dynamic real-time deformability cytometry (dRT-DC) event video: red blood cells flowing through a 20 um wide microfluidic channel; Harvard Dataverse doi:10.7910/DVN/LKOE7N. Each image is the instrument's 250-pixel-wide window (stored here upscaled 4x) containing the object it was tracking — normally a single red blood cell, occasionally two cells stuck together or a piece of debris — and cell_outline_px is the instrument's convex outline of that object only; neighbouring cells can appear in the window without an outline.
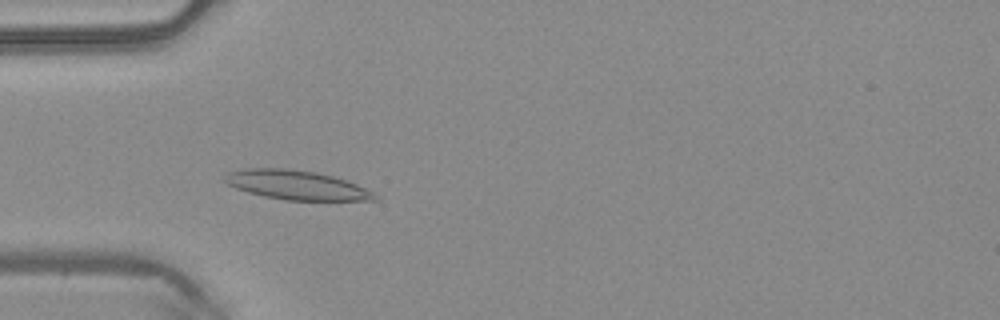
{"species": "common noctule bat (a hibernating species)", "species_latin": "Nyctalus noctula", "temperature_condition": "warm", "stored_images_in_passage": 49, "camera_frame_rate_fps": 3000, "um_per_image_px": 0.085, "animal": {"sex": "male", "body_mass_g": 20.4}, "frame": {"image": 1, "passage_image": 15, "time_ms": 4.667, "image_size_px": [1000, 320], "cell_outline_px": [[380, 200], [284, 200], [264, 196], [248, 192], [236, 188], [228, 184], [224, 180], [224, 176], [228, 172], [244, 168], [288, 168], [316, 172], [348, 180], [372, 192]], "centroid_in_image_um": [25.18, 15.72], "position_along_channel_um": 59.8, "area_um2": 25.49}}
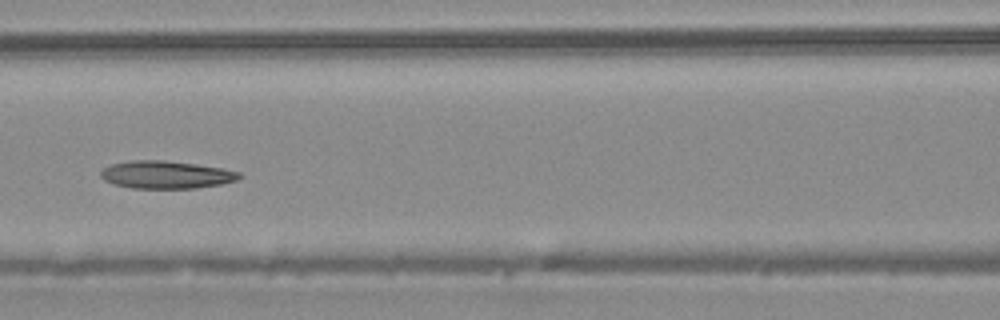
{"frame": {"image": 2, "passage_image": 22, "time_ms": 7.0, "image_size_px": [1000, 320], "cell_outline_px": [[244, 176], [236, 180], [220, 184], [196, 188], [132, 188], [116, 184], [104, 180], [100, 176], [100, 172], [104, 168], [112, 164], [132, 160], [164, 160], [196, 164], [224, 168], [240, 172]], "centroid_in_image_um": [14.15, 14.84], "position_along_channel_um": 152.4, "area_um2": 22.31}}
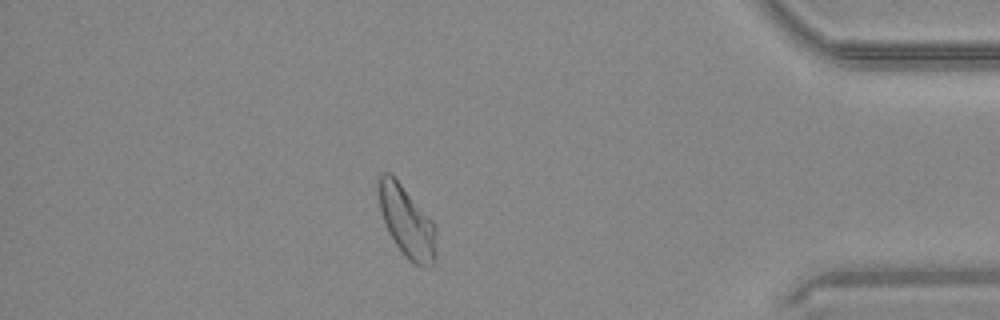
{"frame": {"image": 3, "passage_image": 43, "time_ms": 14.0, "image_size_px": [1000, 320], "cell_outline_px": [[436, 256], [432, 264], [424, 268], [420, 268], [408, 260], [404, 256], [388, 232], [380, 208], [376, 188], [376, 176], [380, 172], [388, 172], [400, 184], [432, 220], [436, 228]], "centroid_in_image_um": [34.55, 18.85], "position_along_channel_um": 400.6, "area_um2": 24.04}, "authors_computed_cell_mechanics": {"area_um2": 23.7558, "velocity_mm_per_s": 4.096, "shape_relaxation_time_tau1_ms": 8.5036, "shape_relaxation_time_tau2_ms": null, "deformation_change_tau1": 0.1826, "deformation_change_tau2": null}}